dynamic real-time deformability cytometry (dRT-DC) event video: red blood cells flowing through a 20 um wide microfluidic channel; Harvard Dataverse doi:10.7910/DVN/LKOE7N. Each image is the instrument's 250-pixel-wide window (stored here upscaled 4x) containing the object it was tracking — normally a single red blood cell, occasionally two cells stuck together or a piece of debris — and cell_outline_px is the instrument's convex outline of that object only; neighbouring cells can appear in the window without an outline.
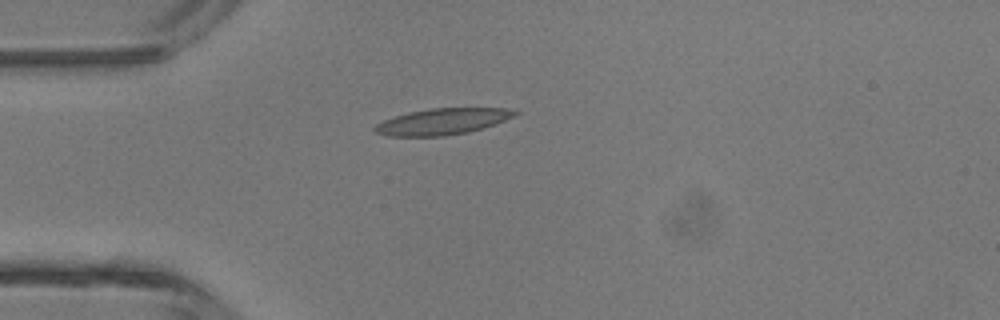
{"species": "common noctule bat (a hibernating species)", "species_latin": "Nyctalus noctula", "temperature_condition": "room temperature", "stored_images_in_passage": 2, "camera_frame_rate_fps": 3000, "um_per_image_px": 0.085, "animal": {"sex": "male", "body_mass_g": 13.3}, "frame": {"image": 1, "passage_image": 1, "time_ms": 0.0, "image_size_px": [1000, 320], "cell_outline_px": [[520, 112], [516, 116], [496, 124], [484, 128], [468, 132], [444, 136], [388, 136], [376, 132], [372, 128], [376, 124], [384, 120], [408, 112], [432, 108], [508, 108]], "centroid_in_image_um": [37.65, 10.33], "position_along_channel_um": 47.4, "area_um2": 21.5}}